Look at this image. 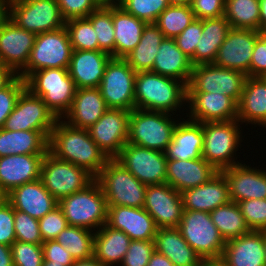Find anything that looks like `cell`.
I'll use <instances>...</instances> for the list:
<instances>
[{"label":"cell","instance_id":"11a10c76","mask_svg":"<svg viewBox=\"0 0 266 266\" xmlns=\"http://www.w3.org/2000/svg\"><path fill=\"white\" fill-rule=\"evenodd\" d=\"M15 241L14 208L5 200L0 204V244L11 246Z\"/></svg>","mask_w":266,"mask_h":266},{"label":"cell","instance_id":"f1b7e54d","mask_svg":"<svg viewBox=\"0 0 266 266\" xmlns=\"http://www.w3.org/2000/svg\"><path fill=\"white\" fill-rule=\"evenodd\" d=\"M108 110L99 88L76 89L72 104L61 118L69 125L89 129Z\"/></svg>","mask_w":266,"mask_h":266},{"label":"cell","instance_id":"03108f58","mask_svg":"<svg viewBox=\"0 0 266 266\" xmlns=\"http://www.w3.org/2000/svg\"><path fill=\"white\" fill-rule=\"evenodd\" d=\"M259 23H260V30L266 28V0L259 1Z\"/></svg>","mask_w":266,"mask_h":266},{"label":"cell","instance_id":"ffe728a7","mask_svg":"<svg viewBox=\"0 0 266 266\" xmlns=\"http://www.w3.org/2000/svg\"><path fill=\"white\" fill-rule=\"evenodd\" d=\"M188 119L204 123L237 120V103L219 93L187 92Z\"/></svg>","mask_w":266,"mask_h":266},{"label":"cell","instance_id":"8c879c8a","mask_svg":"<svg viewBox=\"0 0 266 266\" xmlns=\"http://www.w3.org/2000/svg\"><path fill=\"white\" fill-rule=\"evenodd\" d=\"M42 266H63L62 264H57L53 262H43Z\"/></svg>","mask_w":266,"mask_h":266},{"label":"cell","instance_id":"484cf974","mask_svg":"<svg viewBox=\"0 0 266 266\" xmlns=\"http://www.w3.org/2000/svg\"><path fill=\"white\" fill-rule=\"evenodd\" d=\"M6 200L15 210L38 220L58 206V201L40 179L14 188L7 194Z\"/></svg>","mask_w":266,"mask_h":266},{"label":"cell","instance_id":"7c38bea8","mask_svg":"<svg viewBox=\"0 0 266 266\" xmlns=\"http://www.w3.org/2000/svg\"><path fill=\"white\" fill-rule=\"evenodd\" d=\"M135 77L124 58H110L98 87L108 108L135 109Z\"/></svg>","mask_w":266,"mask_h":266},{"label":"cell","instance_id":"ee69618b","mask_svg":"<svg viewBox=\"0 0 266 266\" xmlns=\"http://www.w3.org/2000/svg\"><path fill=\"white\" fill-rule=\"evenodd\" d=\"M65 28L73 50H99L95 30L87 18L67 20Z\"/></svg>","mask_w":266,"mask_h":266},{"label":"cell","instance_id":"8d00e7d4","mask_svg":"<svg viewBox=\"0 0 266 266\" xmlns=\"http://www.w3.org/2000/svg\"><path fill=\"white\" fill-rule=\"evenodd\" d=\"M115 58H124L140 42L146 22L127 13L120 6L113 7Z\"/></svg>","mask_w":266,"mask_h":266},{"label":"cell","instance_id":"52a82bcc","mask_svg":"<svg viewBox=\"0 0 266 266\" xmlns=\"http://www.w3.org/2000/svg\"><path fill=\"white\" fill-rule=\"evenodd\" d=\"M173 116L164 112L133 109L130 112L127 143L165 153L178 123Z\"/></svg>","mask_w":266,"mask_h":266},{"label":"cell","instance_id":"f35d334b","mask_svg":"<svg viewBox=\"0 0 266 266\" xmlns=\"http://www.w3.org/2000/svg\"><path fill=\"white\" fill-rule=\"evenodd\" d=\"M210 216L213 224L226 242L248 234L251 231L244 220L239 206L233 201L217 207L210 212Z\"/></svg>","mask_w":266,"mask_h":266},{"label":"cell","instance_id":"4316f807","mask_svg":"<svg viewBox=\"0 0 266 266\" xmlns=\"http://www.w3.org/2000/svg\"><path fill=\"white\" fill-rule=\"evenodd\" d=\"M219 171L205 159H167L166 183L178 192L200 186L209 181Z\"/></svg>","mask_w":266,"mask_h":266},{"label":"cell","instance_id":"c3c4849f","mask_svg":"<svg viewBox=\"0 0 266 266\" xmlns=\"http://www.w3.org/2000/svg\"><path fill=\"white\" fill-rule=\"evenodd\" d=\"M10 247L14 266H42V245L16 240Z\"/></svg>","mask_w":266,"mask_h":266},{"label":"cell","instance_id":"d4e9b609","mask_svg":"<svg viewBox=\"0 0 266 266\" xmlns=\"http://www.w3.org/2000/svg\"><path fill=\"white\" fill-rule=\"evenodd\" d=\"M181 198L184 210L207 213L231 201L228 182L221 171L206 183L182 191Z\"/></svg>","mask_w":266,"mask_h":266},{"label":"cell","instance_id":"816d5d0a","mask_svg":"<svg viewBox=\"0 0 266 266\" xmlns=\"http://www.w3.org/2000/svg\"><path fill=\"white\" fill-rule=\"evenodd\" d=\"M39 221L43 241L55 240L67 226V220L59 206L43 216Z\"/></svg>","mask_w":266,"mask_h":266},{"label":"cell","instance_id":"6da1fadb","mask_svg":"<svg viewBox=\"0 0 266 266\" xmlns=\"http://www.w3.org/2000/svg\"><path fill=\"white\" fill-rule=\"evenodd\" d=\"M48 151L61 160L85 168L94 177L109 160L90 137L88 129L71 126L61 118L50 133Z\"/></svg>","mask_w":266,"mask_h":266},{"label":"cell","instance_id":"1f68e13d","mask_svg":"<svg viewBox=\"0 0 266 266\" xmlns=\"http://www.w3.org/2000/svg\"><path fill=\"white\" fill-rule=\"evenodd\" d=\"M192 69L190 58L178 48L175 39L164 38L151 72L182 81L188 86Z\"/></svg>","mask_w":266,"mask_h":266},{"label":"cell","instance_id":"2644e50d","mask_svg":"<svg viewBox=\"0 0 266 266\" xmlns=\"http://www.w3.org/2000/svg\"><path fill=\"white\" fill-rule=\"evenodd\" d=\"M7 194L0 187V204H2L6 200Z\"/></svg>","mask_w":266,"mask_h":266},{"label":"cell","instance_id":"b9f144b4","mask_svg":"<svg viewBox=\"0 0 266 266\" xmlns=\"http://www.w3.org/2000/svg\"><path fill=\"white\" fill-rule=\"evenodd\" d=\"M194 19L190 5H169L158 16L155 24L165 38L175 39Z\"/></svg>","mask_w":266,"mask_h":266},{"label":"cell","instance_id":"f6af8a7d","mask_svg":"<svg viewBox=\"0 0 266 266\" xmlns=\"http://www.w3.org/2000/svg\"><path fill=\"white\" fill-rule=\"evenodd\" d=\"M119 6L148 24L155 23L169 4L167 0H121Z\"/></svg>","mask_w":266,"mask_h":266},{"label":"cell","instance_id":"e7e4bbea","mask_svg":"<svg viewBox=\"0 0 266 266\" xmlns=\"http://www.w3.org/2000/svg\"><path fill=\"white\" fill-rule=\"evenodd\" d=\"M200 266H228L225 261L219 258H204L201 261Z\"/></svg>","mask_w":266,"mask_h":266},{"label":"cell","instance_id":"e0dca14e","mask_svg":"<svg viewBox=\"0 0 266 266\" xmlns=\"http://www.w3.org/2000/svg\"><path fill=\"white\" fill-rule=\"evenodd\" d=\"M35 37L4 15L0 19V62L18 75L29 61Z\"/></svg>","mask_w":266,"mask_h":266},{"label":"cell","instance_id":"9a60e30c","mask_svg":"<svg viewBox=\"0 0 266 266\" xmlns=\"http://www.w3.org/2000/svg\"><path fill=\"white\" fill-rule=\"evenodd\" d=\"M141 183H166V154L160 151L126 143L115 158Z\"/></svg>","mask_w":266,"mask_h":266},{"label":"cell","instance_id":"6125c7cd","mask_svg":"<svg viewBox=\"0 0 266 266\" xmlns=\"http://www.w3.org/2000/svg\"><path fill=\"white\" fill-rule=\"evenodd\" d=\"M0 266H14L10 246L0 244Z\"/></svg>","mask_w":266,"mask_h":266},{"label":"cell","instance_id":"9c48e42d","mask_svg":"<svg viewBox=\"0 0 266 266\" xmlns=\"http://www.w3.org/2000/svg\"><path fill=\"white\" fill-rule=\"evenodd\" d=\"M72 51L65 26L36 34L29 61L18 76L25 80L32 72L41 69L68 68Z\"/></svg>","mask_w":266,"mask_h":266},{"label":"cell","instance_id":"8992f818","mask_svg":"<svg viewBox=\"0 0 266 266\" xmlns=\"http://www.w3.org/2000/svg\"><path fill=\"white\" fill-rule=\"evenodd\" d=\"M95 180L108 206L144 207L147 185L141 183L115 158L106 162Z\"/></svg>","mask_w":266,"mask_h":266},{"label":"cell","instance_id":"5b68a950","mask_svg":"<svg viewBox=\"0 0 266 266\" xmlns=\"http://www.w3.org/2000/svg\"><path fill=\"white\" fill-rule=\"evenodd\" d=\"M239 123L238 120L202 123V158L218 171L240 164L236 162L238 157H234L243 141Z\"/></svg>","mask_w":266,"mask_h":266},{"label":"cell","instance_id":"3957f363","mask_svg":"<svg viewBox=\"0 0 266 266\" xmlns=\"http://www.w3.org/2000/svg\"><path fill=\"white\" fill-rule=\"evenodd\" d=\"M26 88L55 114L62 118L70 109L76 86L68 68H48L32 72L26 79Z\"/></svg>","mask_w":266,"mask_h":266},{"label":"cell","instance_id":"ac0fdd59","mask_svg":"<svg viewBox=\"0 0 266 266\" xmlns=\"http://www.w3.org/2000/svg\"><path fill=\"white\" fill-rule=\"evenodd\" d=\"M143 208L157 228L178 227L184 211L181 193L167 183L147 185Z\"/></svg>","mask_w":266,"mask_h":266},{"label":"cell","instance_id":"f5cc1de1","mask_svg":"<svg viewBox=\"0 0 266 266\" xmlns=\"http://www.w3.org/2000/svg\"><path fill=\"white\" fill-rule=\"evenodd\" d=\"M203 30V19H194L176 38L178 48L190 59L195 54V49Z\"/></svg>","mask_w":266,"mask_h":266},{"label":"cell","instance_id":"ab89813d","mask_svg":"<svg viewBox=\"0 0 266 266\" xmlns=\"http://www.w3.org/2000/svg\"><path fill=\"white\" fill-rule=\"evenodd\" d=\"M223 16L233 29L260 31L258 0H225Z\"/></svg>","mask_w":266,"mask_h":266},{"label":"cell","instance_id":"a7ac6f4b","mask_svg":"<svg viewBox=\"0 0 266 266\" xmlns=\"http://www.w3.org/2000/svg\"><path fill=\"white\" fill-rule=\"evenodd\" d=\"M169 5L184 6L190 5L192 0H167Z\"/></svg>","mask_w":266,"mask_h":266},{"label":"cell","instance_id":"94428289","mask_svg":"<svg viewBox=\"0 0 266 266\" xmlns=\"http://www.w3.org/2000/svg\"><path fill=\"white\" fill-rule=\"evenodd\" d=\"M147 266H174V264L165 255L155 250L150 257Z\"/></svg>","mask_w":266,"mask_h":266},{"label":"cell","instance_id":"2e32d148","mask_svg":"<svg viewBox=\"0 0 266 266\" xmlns=\"http://www.w3.org/2000/svg\"><path fill=\"white\" fill-rule=\"evenodd\" d=\"M130 112L108 108L88 129L90 137L109 159L116 158L128 141Z\"/></svg>","mask_w":266,"mask_h":266},{"label":"cell","instance_id":"603a6c76","mask_svg":"<svg viewBox=\"0 0 266 266\" xmlns=\"http://www.w3.org/2000/svg\"><path fill=\"white\" fill-rule=\"evenodd\" d=\"M45 154H14L0 157V187L8 194L14 188L40 179Z\"/></svg>","mask_w":266,"mask_h":266},{"label":"cell","instance_id":"bcb514c9","mask_svg":"<svg viewBox=\"0 0 266 266\" xmlns=\"http://www.w3.org/2000/svg\"><path fill=\"white\" fill-rule=\"evenodd\" d=\"M237 205L251 231H266V199L243 200Z\"/></svg>","mask_w":266,"mask_h":266},{"label":"cell","instance_id":"f546056e","mask_svg":"<svg viewBox=\"0 0 266 266\" xmlns=\"http://www.w3.org/2000/svg\"><path fill=\"white\" fill-rule=\"evenodd\" d=\"M178 121L165 154L171 160H190L202 157V123L184 118ZM185 120V121H183Z\"/></svg>","mask_w":266,"mask_h":266},{"label":"cell","instance_id":"89a4df30","mask_svg":"<svg viewBox=\"0 0 266 266\" xmlns=\"http://www.w3.org/2000/svg\"><path fill=\"white\" fill-rule=\"evenodd\" d=\"M5 15V0H0V19Z\"/></svg>","mask_w":266,"mask_h":266},{"label":"cell","instance_id":"60d3db41","mask_svg":"<svg viewBox=\"0 0 266 266\" xmlns=\"http://www.w3.org/2000/svg\"><path fill=\"white\" fill-rule=\"evenodd\" d=\"M94 235L92 230L68 225L55 240L66 248L76 261L93 256Z\"/></svg>","mask_w":266,"mask_h":266},{"label":"cell","instance_id":"44dd1931","mask_svg":"<svg viewBox=\"0 0 266 266\" xmlns=\"http://www.w3.org/2000/svg\"><path fill=\"white\" fill-rule=\"evenodd\" d=\"M229 186L230 200L237 203L250 199H266V171L237 164L222 169Z\"/></svg>","mask_w":266,"mask_h":266},{"label":"cell","instance_id":"91938a15","mask_svg":"<svg viewBox=\"0 0 266 266\" xmlns=\"http://www.w3.org/2000/svg\"><path fill=\"white\" fill-rule=\"evenodd\" d=\"M18 75L0 62V90L7 87Z\"/></svg>","mask_w":266,"mask_h":266},{"label":"cell","instance_id":"7402d4cb","mask_svg":"<svg viewBox=\"0 0 266 266\" xmlns=\"http://www.w3.org/2000/svg\"><path fill=\"white\" fill-rule=\"evenodd\" d=\"M106 224L123 231L131 240L154 241L157 226L144 208L108 206Z\"/></svg>","mask_w":266,"mask_h":266},{"label":"cell","instance_id":"d6a6232c","mask_svg":"<svg viewBox=\"0 0 266 266\" xmlns=\"http://www.w3.org/2000/svg\"><path fill=\"white\" fill-rule=\"evenodd\" d=\"M155 250L165 255L174 266H200L202 258L184 240L177 227L157 228Z\"/></svg>","mask_w":266,"mask_h":266},{"label":"cell","instance_id":"003e7915","mask_svg":"<svg viewBox=\"0 0 266 266\" xmlns=\"http://www.w3.org/2000/svg\"><path fill=\"white\" fill-rule=\"evenodd\" d=\"M98 7H114L119 6L121 0H93Z\"/></svg>","mask_w":266,"mask_h":266},{"label":"cell","instance_id":"83f0119b","mask_svg":"<svg viewBox=\"0 0 266 266\" xmlns=\"http://www.w3.org/2000/svg\"><path fill=\"white\" fill-rule=\"evenodd\" d=\"M221 258L228 266H266L264 231H250L227 241Z\"/></svg>","mask_w":266,"mask_h":266},{"label":"cell","instance_id":"9f6ffc18","mask_svg":"<svg viewBox=\"0 0 266 266\" xmlns=\"http://www.w3.org/2000/svg\"><path fill=\"white\" fill-rule=\"evenodd\" d=\"M225 0H192L190 7L196 19L219 18L224 15Z\"/></svg>","mask_w":266,"mask_h":266},{"label":"cell","instance_id":"681fc988","mask_svg":"<svg viewBox=\"0 0 266 266\" xmlns=\"http://www.w3.org/2000/svg\"><path fill=\"white\" fill-rule=\"evenodd\" d=\"M154 251V241L131 240L128 251L119 266H147Z\"/></svg>","mask_w":266,"mask_h":266},{"label":"cell","instance_id":"7a4b0ae2","mask_svg":"<svg viewBox=\"0 0 266 266\" xmlns=\"http://www.w3.org/2000/svg\"><path fill=\"white\" fill-rule=\"evenodd\" d=\"M134 90L137 109L174 114L187 103L184 82L151 71L136 73Z\"/></svg>","mask_w":266,"mask_h":266},{"label":"cell","instance_id":"e575fe53","mask_svg":"<svg viewBox=\"0 0 266 266\" xmlns=\"http://www.w3.org/2000/svg\"><path fill=\"white\" fill-rule=\"evenodd\" d=\"M230 30L231 25L224 16L203 19L202 34L195 49V54L190 59L192 65L214 63L219 47L225 41Z\"/></svg>","mask_w":266,"mask_h":266},{"label":"cell","instance_id":"d590c367","mask_svg":"<svg viewBox=\"0 0 266 266\" xmlns=\"http://www.w3.org/2000/svg\"><path fill=\"white\" fill-rule=\"evenodd\" d=\"M131 239L121 230L103 225L94 235L93 255L104 266L121 264Z\"/></svg>","mask_w":266,"mask_h":266},{"label":"cell","instance_id":"4fadbf2b","mask_svg":"<svg viewBox=\"0 0 266 266\" xmlns=\"http://www.w3.org/2000/svg\"><path fill=\"white\" fill-rule=\"evenodd\" d=\"M246 78L243 72L222 68L214 63L200 64L193 66L187 92L225 94L238 104Z\"/></svg>","mask_w":266,"mask_h":266},{"label":"cell","instance_id":"836d02e7","mask_svg":"<svg viewBox=\"0 0 266 266\" xmlns=\"http://www.w3.org/2000/svg\"><path fill=\"white\" fill-rule=\"evenodd\" d=\"M51 131L0 129V157L14 154H46Z\"/></svg>","mask_w":266,"mask_h":266},{"label":"cell","instance_id":"5bb4252c","mask_svg":"<svg viewBox=\"0 0 266 266\" xmlns=\"http://www.w3.org/2000/svg\"><path fill=\"white\" fill-rule=\"evenodd\" d=\"M57 120L41 97L25 88L2 128L8 131H52Z\"/></svg>","mask_w":266,"mask_h":266},{"label":"cell","instance_id":"680465c9","mask_svg":"<svg viewBox=\"0 0 266 266\" xmlns=\"http://www.w3.org/2000/svg\"><path fill=\"white\" fill-rule=\"evenodd\" d=\"M250 77H266V40L256 39L250 64Z\"/></svg>","mask_w":266,"mask_h":266},{"label":"cell","instance_id":"30bf717a","mask_svg":"<svg viewBox=\"0 0 266 266\" xmlns=\"http://www.w3.org/2000/svg\"><path fill=\"white\" fill-rule=\"evenodd\" d=\"M40 180L43 186L59 201L85 189L95 177L85 168L53 156L49 151L41 166Z\"/></svg>","mask_w":266,"mask_h":266},{"label":"cell","instance_id":"cb8c5ba5","mask_svg":"<svg viewBox=\"0 0 266 266\" xmlns=\"http://www.w3.org/2000/svg\"><path fill=\"white\" fill-rule=\"evenodd\" d=\"M111 57L99 50H73L68 72L76 88H98Z\"/></svg>","mask_w":266,"mask_h":266},{"label":"cell","instance_id":"7bdbcfd3","mask_svg":"<svg viewBox=\"0 0 266 266\" xmlns=\"http://www.w3.org/2000/svg\"><path fill=\"white\" fill-rule=\"evenodd\" d=\"M86 18L95 30L99 51H104L115 58L113 7H98Z\"/></svg>","mask_w":266,"mask_h":266},{"label":"cell","instance_id":"ba28073f","mask_svg":"<svg viewBox=\"0 0 266 266\" xmlns=\"http://www.w3.org/2000/svg\"><path fill=\"white\" fill-rule=\"evenodd\" d=\"M5 15L19 28L35 34L65 26L56 0H5Z\"/></svg>","mask_w":266,"mask_h":266},{"label":"cell","instance_id":"277c9868","mask_svg":"<svg viewBox=\"0 0 266 266\" xmlns=\"http://www.w3.org/2000/svg\"><path fill=\"white\" fill-rule=\"evenodd\" d=\"M58 206L68 225L96 232L107 222V200L96 180L85 189L60 199Z\"/></svg>","mask_w":266,"mask_h":266},{"label":"cell","instance_id":"6f0895ef","mask_svg":"<svg viewBox=\"0 0 266 266\" xmlns=\"http://www.w3.org/2000/svg\"><path fill=\"white\" fill-rule=\"evenodd\" d=\"M43 262H53L63 266H72L75 260L66 248L61 246L56 240H46L42 244Z\"/></svg>","mask_w":266,"mask_h":266},{"label":"cell","instance_id":"753ad0ef","mask_svg":"<svg viewBox=\"0 0 266 266\" xmlns=\"http://www.w3.org/2000/svg\"><path fill=\"white\" fill-rule=\"evenodd\" d=\"M260 35L266 40V28L260 30Z\"/></svg>","mask_w":266,"mask_h":266},{"label":"cell","instance_id":"f907efd6","mask_svg":"<svg viewBox=\"0 0 266 266\" xmlns=\"http://www.w3.org/2000/svg\"><path fill=\"white\" fill-rule=\"evenodd\" d=\"M25 88V80L17 76L7 87L0 90V129L13 111L19 95Z\"/></svg>","mask_w":266,"mask_h":266},{"label":"cell","instance_id":"8fae6325","mask_svg":"<svg viewBox=\"0 0 266 266\" xmlns=\"http://www.w3.org/2000/svg\"><path fill=\"white\" fill-rule=\"evenodd\" d=\"M177 228L202 259L222 256L226 241L213 224L210 213L184 210Z\"/></svg>","mask_w":266,"mask_h":266},{"label":"cell","instance_id":"be15d7a7","mask_svg":"<svg viewBox=\"0 0 266 266\" xmlns=\"http://www.w3.org/2000/svg\"><path fill=\"white\" fill-rule=\"evenodd\" d=\"M72 266H104L94 255L83 260H76Z\"/></svg>","mask_w":266,"mask_h":266},{"label":"cell","instance_id":"d6986e66","mask_svg":"<svg viewBox=\"0 0 266 266\" xmlns=\"http://www.w3.org/2000/svg\"><path fill=\"white\" fill-rule=\"evenodd\" d=\"M260 31L253 29H233L219 47L214 64L250 76V64L256 39Z\"/></svg>","mask_w":266,"mask_h":266},{"label":"cell","instance_id":"7dc6e473","mask_svg":"<svg viewBox=\"0 0 266 266\" xmlns=\"http://www.w3.org/2000/svg\"><path fill=\"white\" fill-rule=\"evenodd\" d=\"M16 240L41 245L44 241L40 233L38 219L14 209Z\"/></svg>","mask_w":266,"mask_h":266},{"label":"cell","instance_id":"34e18365","mask_svg":"<svg viewBox=\"0 0 266 266\" xmlns=\"http://www.w3.org/2000/svg\"><path fill=\"white\" fill-rule=\"evenodd\" d=\"M264 249H265V264H266V231H264Z\"/></svg>","mask_w":266,"mask_h":266},{"label":"cell","instance_id":"4dcf8cb0","mask_svg":"<svg viewBox=\"0 0 266 266\" xmlns=\"http://www.w3.org/2000/svg\"><path fill=\"white\" fill-rule=\"evenodd\" d=\"M237 120L241 125L257 124L266 128V77L246 78L237 104Z\"/></svg>","mask_w":266,"mask_h":266},{"label":"cell","instance_id":"74e56055","mask_svg":"<svg viewBox=\"0 0 266 266\" xmlns=\"http://www.w3.org/2000/svg\"><path fill=\"white\" fill-rule=\"evenodd\" d=\"M164 35L155 23H148L143 28L140 42L124 59L136 72L151 71L159 46Z\"/></svg>","mask_w":266,"mask_h":266},{"label":"cell","instance_id":"db71d44e","mask_svg":"<svg viewBox=\"0 0 266 266\" xmlns=\"http://www.w3.org/2000/svg\"><path fill=\"white\" fill-rule=\"evenodd\" d=\"M62 15L67 21L74 18H86L98 6L93 0H56Z\"/></svg>","mask_w":266,"mask_h":266}]
</instances>
